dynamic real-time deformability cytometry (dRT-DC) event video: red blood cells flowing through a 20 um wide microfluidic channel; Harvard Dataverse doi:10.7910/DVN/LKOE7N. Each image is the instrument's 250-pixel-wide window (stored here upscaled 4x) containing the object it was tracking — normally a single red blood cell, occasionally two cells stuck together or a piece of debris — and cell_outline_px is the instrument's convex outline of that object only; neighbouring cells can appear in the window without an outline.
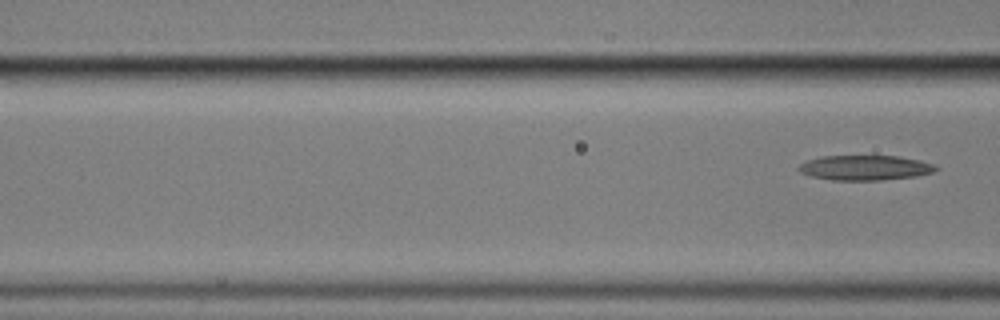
{"species": "common noctule bat (a hibernating species)", "species_latin": "Nyctalus noctula", "temperature_condition": "cold", "stored_images_in_passage": 7, "segment_of_instrument_passage": [2, 2], "camera_frame_rate_fps": 3000, "um_per_image_px": 0.085, "animal": {"sex": "male", "body_mass_g": 17.9}, "frame": {"image": 1, "passage_image": 7, "time_ms": 8.667, "image_size_px": [1000, 320], "cell_outline_px": [[940, 168], [932, 172], [916, 176], [884, 180], [832, 180], [812, 176], [800, 172], [796, 168], [800, 164], [808, 160], [824, 156], [900, 156], [920, 160], [936, 164]], "centroid_in_image_um": [73.57, 14.25], "position_along_channel_um": 93.0, "area_um2": 20.0}}